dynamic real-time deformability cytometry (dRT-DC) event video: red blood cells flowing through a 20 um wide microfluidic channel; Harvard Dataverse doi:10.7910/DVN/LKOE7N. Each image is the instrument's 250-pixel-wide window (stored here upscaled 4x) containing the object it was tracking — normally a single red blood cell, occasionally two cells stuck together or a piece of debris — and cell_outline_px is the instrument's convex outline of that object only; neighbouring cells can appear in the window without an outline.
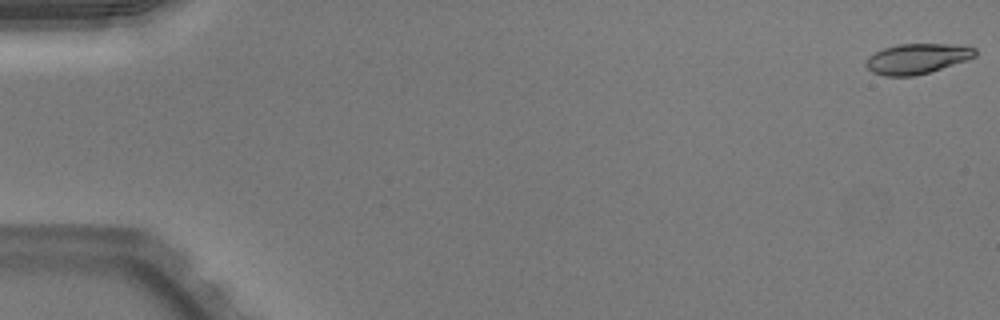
{"species": "Egyptian fruit bat (a non-hibernating species)", "species_latin": "Rousettus aegyptiacus", "temperature_condition": "warm", "stored_images_in_passage": 52, "camera_frame_rate_fps": 3000, "um_per_image_px": 0.085, "animal": {"sex": "male"}, "frame": {"image": 1, "passage_image": 1, "time_ms": 0.0, "image_size_px": [1000, 320], "cell_outline_px": [[976, 56], [968, 60], [916, 76], [884, 76], [872, 72], [864, 64], [864, 60], [868, 56], [884, 48], [900, 44], [948, 44], [976, 48]], "centroid_in_image_um": [77.92, 5.0], "position_along_channel_um": 7.1, "area_um2": 19.25}}
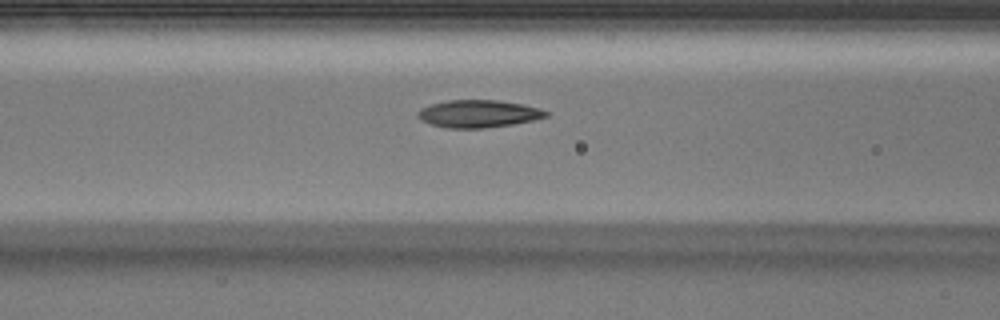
{"frame": {"image": 2, "passage_image": 22, "time_ms": 7.0, "image_size_px": [1000, 320], "cell_outline_px": [[548, 116], [532, 120], [512, 124], [484, 128], [444, 128], [420, 120], [416, 116], [416, 112], [420, 108], [432, 104], [448, 100], [496, 100], [520, 104], [540, 108], [548, 112]], "centroid_in_image_um": [40.61, 9.67], "position_along_channel_um": 126.0, "area_um2": 20.46}}
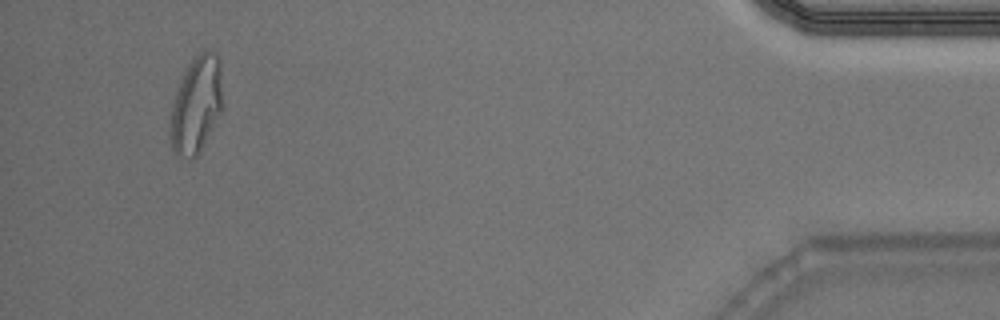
{"frame": {"image": 3, "passage_image": 49, "time_ms": 16.0, "image_size_px": [1000, 320], "cell_outline_px": [[220, 112], [200, 152], [192, 160], [180, 160], [176, 156], [172, 148], [172, 104], [176, 92], [188, 64], [192, 56], [204, 48], [216, 52], [220, 60]], "centroid_in_image_um": [16.67, 8.89], "position_along_channel_um": 418.5, "area_um2": 29.13}}